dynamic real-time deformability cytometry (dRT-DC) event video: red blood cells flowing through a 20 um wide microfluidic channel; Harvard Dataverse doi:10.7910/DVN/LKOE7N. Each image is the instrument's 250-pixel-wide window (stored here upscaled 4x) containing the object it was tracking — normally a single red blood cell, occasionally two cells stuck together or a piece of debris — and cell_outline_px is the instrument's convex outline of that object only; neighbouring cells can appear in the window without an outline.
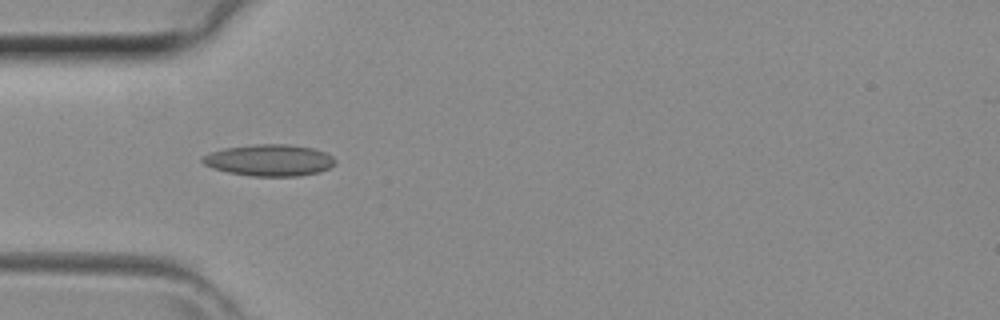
{"species": "common noctule bat (a hibernating species)", "species_latin": "Nyctalus noctula", "temperature_condition": "room temperature", "stored_images_in_passage": 33, "camera_frame_rate_fps": 3000, "um_per_image_px": 0.085, "animal": {"sex": "female", "body_mass_g": 29.2, "forearm_length_mm": 56.3}, "frame": {"image": 1, "passage_image": 3, "time_ms": 0.667, "image_size_px": [1000, 320], "cell_outline_px": [[336, 164], [320, 172], [300, 176], [252, 176], [228, 172], [212, 168], [204, 164], [200, 160], [208, 152], [224, 148], [252, 144], [288, 144], [312, 148], [324, 152], [332, 156], [336, 160]], "centroid_in_image_um": [22.89, 13.62], "position_along_channel_um": 62.1, "area_um2": 24.57}}
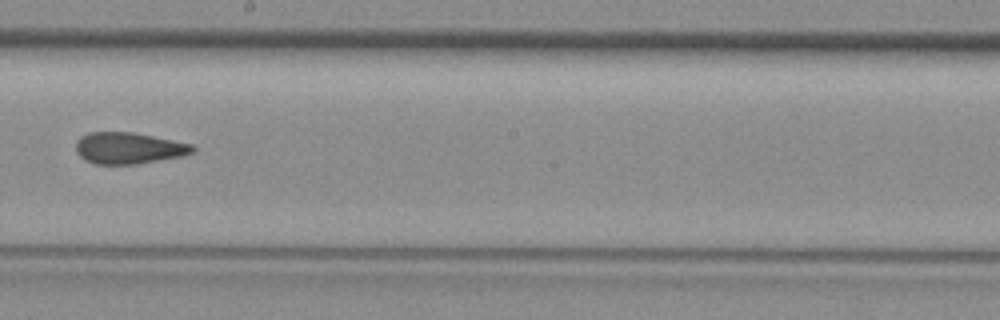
{"frame": {"image": 2, "passage_image": 14, "time_ms": 4.333, "image_size_px": [1000, 320], "cell_outline_px": [[196, 148], [192, 152], [180, 156], [136, 164], [96, 164], [84, 160], [76, 152], [76, 140], [80, 136], [88, 132], [132, 132], [192, 144]], "centroid_in_image_um": [10.88, 12.58], "position_along_channel_um": 237.3, "area_um2": 21.27}}
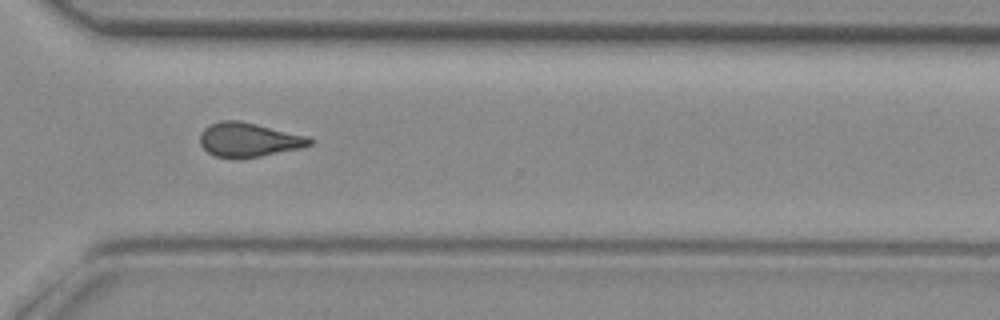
{"frame": {"image": 3, "passage_image": 21, "time_ms": 6.667, "image_size_px": [1000, 320], "cell_outline_px": [[312, 144], [300, 148], [260, 156], [216, 156], [208, 152], [200, 144], [200, 136], [204, 128], [208, 124], [220, 120], [240, 120], [308, 136], [312, 140]], "centroid_in_image_um": [21.13, 11.84], "position_along_channel_um": 349.5, "area_um2": 21.39}}